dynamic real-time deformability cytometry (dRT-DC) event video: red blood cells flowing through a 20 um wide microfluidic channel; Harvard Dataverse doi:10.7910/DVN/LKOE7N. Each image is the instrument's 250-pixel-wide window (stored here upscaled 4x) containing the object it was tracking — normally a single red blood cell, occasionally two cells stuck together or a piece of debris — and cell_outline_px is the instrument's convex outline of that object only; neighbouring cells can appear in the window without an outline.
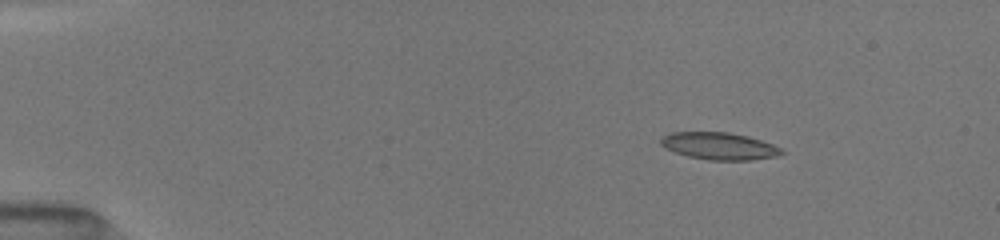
{"species": "common noctule bat (a hibernating species)", "species_latin": "Nyctalus noctula", "temperature_condition": "room temperature", "stored_images_in_passage": 15, "camera_frame_rate_fps": 3000, "um_per_image_px": 0.085, "animal": {"sex": "female", "body_mass_g": 19.5, "forearm_length_mm": 54.1}, "frame": {"image": 1, "passage_image": 5, "time_ms": 1.667, "image_size_px": [1000, 240], "cell_outline_px": [[784, 152], [776, 156], [752, 160], [708, 160], [688, 156], [664, 148], [660, 144], [660, 140], [664, 136], [672, 132], [728, 132], [748, 136], [772, 144], [780, 148]], "centroid_in_image_um": [61.12, 12.41], "position_along_channel_um": 23.9, "area_um2": 19.02}}